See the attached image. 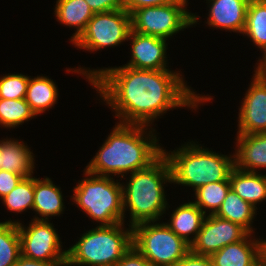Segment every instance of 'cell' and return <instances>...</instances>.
<instances>
[{
  "label": "cell",
  "instance_id": "1",
  "mask_svg": "<svg viewBox=\"0 0 266 266\" xmlns=\"http://www.w3.org/2000/svg\"><path fill=\"white\" fill-rule=\"evenodd\" d=\"M67 72L84 75L122 124L150 126L168 110L182 107L196 110L199 104L213 99L208 94L207 97L196 94L180 71L123 65L91 70L78 67Z\"/></svg>",
  "mask_w": 266,
  "mask_h": 266
},
{
  "label": "cell",
  "instance_id": "2",
  "mask_svg": "<svg viewBox=\"0 0 266 266\" xmlns=\"http://www.w3.org/2000/svg\"><path fill=\"white\" fill-rule=\"evenodd\" d=\"M148 127L117 122L84 170L99 176L121 175L122 180L125 174L150 166L163 154V147L155 128Z\"/></svg>",
  "mask_w": 266,
  "mask_h": 266
},
{
  "label": "cell",
  "instance_id": "3",
  "mask_svg": "<svg viewBox=\"0 0 266 266\" xmlns=\"http://www.w3.org/2000/svg\"><path fill=\"white\" fill-rule=\"evenodd\" d=\"M129 176V181L122 183L124 218L125 211H130L128 222L132 227L142 222L159 221L170 207L164 191L167 182L172 184L167 158L162 154L150 166Z\"/></svg>",
  "mask_w": 266,
  "mask_h": 266
},
{
  "label": "cell",
  "instance_id": "4",
  "mask_svg": "<svg viewBox=\"0 0 266 266\" xmlns=\"http://www.w3.org/2000/svg\"><path fill=\"white\" fill-rule=\"evenodd\" d=\"M209 150L193 141L171 153L163 149L170 165L172 183L192 187L195 191L211 182L229 181L235 167L234 154L227 156Z\"/></svg>",
  "mask_w": 266,
  "mask_h": 266
},
{
  "label": "cell",
  "instance_id": "5",
  "mask_svg": "<svg viewBox=\"0 0 266 266\" xmlns=\"http://www.w3.org/2000/svg\"><path fill=\"white\" fill-rule=\"evenodd\" d=\"M124 222L97 226L67 250L66 266H115L133 245V228Z\"/></svg>",
  "mask_w": 266,
  "mask_h": 266
},
{
  "label": "cell",
  "instance_id": "6",
  "mask_svg": "<svg viewBox=\"0 0 266 266\" xmlns=\"http://www.w3.org/2000/svg\"><path fill=\"white\" fill-rule=\"evenodd\" d=\"M84 174L73 189V202L99 226L124 222L122 183L115 182L111 176H99L86 170Z\"/></svg>",
  "mask_w": 266,
  "mask_h": 266
},
{
  "label": "cell",
  "instance_id": "7",
  "mask_svg": "<svg viewBox=\"0 0 266 266\" xmlns=\"http://www.w3.org/2000/svg\"><path fill=\"white\" fill-rule=\"evenodd\" d=\"M132 228L134 247L153 266H173L190 251V244L165 222H142Z\"/></svg>",
  "mask_w": 266,
  "mask_h": 266
},
{
  "label": "cell",
  "instance_id": "8",
  "mask_svg": "<svg viewBox=\"0 0 266 266\" xmlns=\"http://www.w3.org/2000/svg\"><path fill=\"white\" fill-rule=\"evenodd\" d=\"M187 2L176 1L135 10L131 14L132 31L168 40L199 22V16L188 11Z\"/></svg>",
  "mask_w": 266,
  "mask_h": 266
},
{
  "label": "cell",
  "instance_id": "9",
  "mask_svg": "<svg viewBox=\"0 0 266 266\" xmlns=\"http://www.w3.org/2000/svg\"><path fill=\"white\" fill-rule=\"evenodd\" d=\"M131 30V15L125 9L95 13L72 44L90 52L113 48L128 42Z\"/></svg>",
  "mask_w": 266,
  "mask_h": 266
},
{
  "label": "cell",
  "instance_id": "10",
  "mask_svg": "<svg viewBox=\"0 0 266 266\" xmlns=\"http://www.w3.org/2000/svg\"><path fill=\"white\" fill-rule=\"evenodd\" d=\"M29 226L17 223L21 255L44 262H67V250H62L60 235L53 223L31 219Z\"/></svg>",
  "mask_w": 266,
  "mask_h": 266
},
{
  "label": "cell",
  "instance_id": "11",
  "mask_svg": "<svg viewBox=\"0 0 266 266\" xmlns=\"http://www.w3.org/2000/svg\"><path fill=\"white\" fill-rule=\"evenodd\" d=\"M250 233L242 226L214 214L206 215L201 230L190 244V251L211 256L224 246L244 240Z\"/></svg>",
  "mask_w": 266,
  "mask_h": 266
},
{
  "label": "cell",
  "instance_id": "12",
  "mask_svg": "<svg viewBox=\"0 0 266 266\" xmlns=\"http://www.w3.org/2000/svg\"><path fill=\"white\" fill-rule=\"evenodd\" d=\"M238 113L237 135L266 132V77L253 74Z\"/></svg>",
  "mask_w": 266,
  "mask_h": 266
},
{
  "label": "cell",
  "instance_id": "13",
  "mask_svg": "<svg viewBox=\"0 0 266 266\" xmlns=\"http://www.w3.org/2000/svg\"><path fill=\"white\" fill-rule=\"evenodd\" d=\"M128 40L131 44V59L124 66L145 70H170L167 61L166 39L130 32Z\"/></svg>",
  "mask_w": 266,
  "mask_h": 266
},
{
  "label": "cell",
  "instance_id": "14",
  "mask_svg": "<svg viewBox=\"0 0 266 266\" xmlns=\"http://www.w3.org/2000/svg\"><path fill=\"white\" fill-rule=\"evenodd\" d=\"M210 3L206 24L220 30L243 33L250 0H206Z\"/></svg>",
  "mask_w": 266,
  "mask_h": 266
},
{
  "label": "cell",
  "instance_id": "15",
  "mask_svg": "<svg viewBox=\"0 0 266 266\" xmlns=\"http://www.w3.org/2000/svg\"><path fill=\"white\" fill-rule=\"evenodd\" d=\"M234 153L235 167L247 172L266 169V132L237 135ZM258 169V171H257Z\"/></svg>",
  "mask_w": 266,
  "mask_h": 266
},
{
  "label": "cell",
  "instance_id": "16",
  "mask_svg": "<svg viewBox=\"0 0 266 266\" xmlns=\"http://www.w3.org/2000/svg\"><path fill=\"white\" fill-rule=\"evenodd\" d=\"M64 202L61 188L56 186L49 177L43 179L34 177V203L32 211L39 215L34 220L49 221V217L64 212ZM41 216V217H40Z\"/></svg>",
  "mask_w": 266,
  "mask_h": 266
},
{
  "label": "cell",
  "instance_id": "17",
  "mask_svg": "<svg viewBox=\"0 0 266 266\" xmlns=\"http://www.w3.org/2000/svg\"><path fill=\"white\" fill-rule=\"evenodd\" d=\"M23 141L14 138L0 140L1 170L16 173L24 178L33 175L34 155Z\"/></svg>",
  "mask_w": 266,
  "mask_h": 266
},
{
  "label": "cell",
  "instance_id": "18",
  "mask_svg": "<svg viewBox=\"0 0 266 266\" xmlns=\"http://www.w3.org/2000/svg\"><path fill=\"white\" fill-rule=\"evenodd\" d=\"M252 235L249 234L244 240L228 244L212 254L210 257L213 266H253L260 258L259 239Z\"/></svg>",
  "mask_w": 266,
  "mask_h": 266
},
{
  "label": "cell",
  "instance_id": "19",
  "mask_svg": "<svg viewBox=\"0 0 266 266\" xmlns=\"http://www.w3.org/2000/svg\"><path fill=\"white\" fill-rule=\"evenodd\" d=\"M205 217L206 214L191 201L174 209L166 224L179 237L191 244L201 230Z\"/></svg>",
  "mask_w": 266,
  "mask_h": 266
},
{
  "label": "cell",
  "instance_id": "20",
  "mask_svg": "<svg viewBox=\"0 0 266 266\" xmlns=\"http://www.w3.org/2000/svg\"><path fill=\"white\" fill-rule=\"evenodd\" d=\"M259 173L242 171L234 167L229 177L233 191L256 209L257 203L266 200V174Z\"/></svg>",
  "mask_w": 266,
  "mask_h": 266
},
{
  "label": "cell",
  "instance_id": "21",
  "mask_svg": "<svg viewBox=\"0 0 266 266\" xmlns=\"http://www.w3.org/2000/svg\"><path fill=\"white\" fill-rule=\"evenodd\" d=\"M55 16L60 24L76 29L70 42L76 40L85 29L94 12L85 0H56Z\"/></svg>",
  "mask_w": 266,
  "mask_h": 266
},
{
  "label": "cell",
  "instance_id": "22",
  "mask_svg": "<svg viewBox=\"0 0 266 266\" xmlns=\"http://www.w3.org/2000/svg\"><path fill=\"white\" fill-rule=\"evenodd\" d=\"M58 95L56 83L48 76L40 75L34 78L30 76L25 100L36 116L54 107Z\"/></svg>",
  "mask_w": 266,
  "mask_h": 266
},
{
  "label": "cell",
  "instance_id": "23",
  "mask_svg": "<svg viewBox=\"0 0 266 266\" xmlns=\"http://www.w3.org/2000/svg\"><path fill=\"white\" fill-rule=\"evenodd\" d=\"M256 208L244 201L232 188L229 189L221 207L214 214L222 219L229 220L244 227L250 234L254 233L252 223Z\"/></svg>",
  "mask_w": 266,
  "mask_h": 266
},
{
  "label": "cell",
  "instance_id": "24",
  "mask_svg": "<svg viewBox=\"0 0 266 266\" xmlns=\"http://www.w3.org/2000/svg\"><path fill=\"white\" fill-rule=\"evenodd\" d=\"M242 34L260 50L266 45V0H250Z\"/></svg>",
  "mask_w": 266,
  "mask_h": 266
},
{
  "label": "cell",
  "instance_id": "25",
  "mask_svg": "<svg viewBox=\"0 0 266 266\" xmlns=\"http://www.w3.org/2000/svg\"><path fill=\"white\" fill-rule=\"evenodd\" d=\"M18 221L0 222V266H12L21 256Z\"/></svg>",
  "mask_w": 266,
  "mask_h": 266
},
{
  "label": "cell",
  "instance_id": "26",
  "mask_svg": "<svg viewBox=\"0 0 266 266\" xmlns=\"http://www.w3.org/2000/svg\"><path fill=\"white\" fill-rule=\"evenodd\" d=\"M230 181L211 182L200 186L195 190L194 203L207 215L215 214L223 200L225 199L229 189ZM209 213H207V211ZM211 211V212H210Z\"/></svg>",
  "mask_w": 266,
  "mask_h": 266
},
{
  "label": "cell",
  "instance_id": "27",
  "mask_svg": "<svg viewBox=\"0 0 266 266\" xmlns=\"http://www.w3.org/2000/svg\"><path fill=\"white\" fill-rule=\"evenodd\" d=\"M36 117L30 105L23 99L0 98V126L4 128H17L24 122Z\"/></svg>",
  "mask_w": 266,
  "mask_h": 266
},
{
  "label": "cell",
  "instance_id": "28",
  "mask_svg": "<svg viewBox=\"0 0 266 266\" xmlns=\"http://www.w3.org/2000/svg\"><path fill=\"white\" fill-rule=\"evenodd\" d=\"M5 207L11 212L21 213L32 210L34 203V177L23 178L17 186L2 199Z\"/></svg>",
  "mask_w": 266,
  "mask_h": 266
},
{
  "label": "cell",
  "instance_id": "29",
  "mask_svg": "<svg viewBox=\"0 0 266 266\" xmlns=\"http://www.w3.org/2000/svg\"><path fill=\"white\" fill-rule=\"evenodd\" d=\"M30 76L24 74H6L0 77L1 99H23L26 96Z\"/></svg>",
  "mask_w": 266,
  "mask_h": 266
},
{
  "label": "cell",
  "instance_id": "30",
  "mask_svg": "<svg viewBox=\"0 0 266 266\" xmlns=\"http://www.w3.org/2000/svg\"><path fill=\"white\" fill-rule=\"evenodd\" d=\"M115 266H153L135 247H132L122 256Z\"/></svg>",
  "mask_w": 266,
  "mask_h": 266
},
{
  "label": "cell",
  "instance_id": "31",
  "mask_svg": "<svg viewBox=\"0 0 266 266\" xmlns=\"http://www.w3.org/2000/svg\"><path fill=\"white\" fill-rule=\"evenodd\" d=\"M23 178L19 174L0 170V198L2 199L5 195L9 194Z\"/></svg>",
  "mask_w": 266,
  "mask_h": 266
},
{
  "label": "cell",
  "instance_id": "32",
  "mask_svg": "<svg viewBox=\"0 0 266 266\" xmlns=\"http://www.w3.org/2000/svg\"><path fill=\"white\" fill-rule=\"evenodd\" d=\"M95 13L124 9V0H85Z\"/></svg>",
  "mask_w": 266,
  "mask_h": 266
},
{
  "label": "cell",
  "instance_id": "33",
  "mask_svg": "<svg viewBox=\"0 0 266 266\" xmlns=\"http://www.w3.org/2000/svg\"><path fill=\"white\" fill-rule=\"evenodd\" d=\"M173 266H213V262L210 256L198 255L189 251Z\"/></svg>",
  "mask_w": 266,
  "mask_h": 266
},
{
  "label": "cell",
  "instance_id": "34",
  "mask_svg": "<svg viewBox=\"0 0 266 266\" xmlns=\"http://www.w3.org/2000/svg\"><path fill=\"white\" fill-rule=\"evenodd\" d=\"M176 1L188 0H124V9L131 15L135 10L142 7L159 6Z\"/></svg>",
  "mask_w": 266,
  "mask_h": 266
},
{
  "label": "cell",
  "instance_id": "35",
  "mask_svg": "<svg viewBox=\"0 0 266 266\" xmlns=\"http://www.w3.org/2000/svg\"><path fill=\"white\" fill-rule=\"evenodd\" d=\"M12 266H66V262H44L20 256Z\"/></svg>",
  "mask_w": 266,
  "mask_h": 266
},
{
  "label": "cell",
  "instance_id": "36",
  "mask_svg": "<svg viewBox=\"0 0 266 266\" xmlns=\"http://www.w3.org/2000/svg\"><path fill=\"white\" fill-rule=\"evenodd\" d=\"M262 53V58L258 59L256 69L254 74L266 77V45L260 50Z\"/></svg>",
  "mask_w": 266,
  "mask_h": 266
},
{
  "label": "cell",
  "instance_id": "37",
  "mask_svg": "<svg viewBox=\"0 0 266 266\" xmlns=\"http://www.w3.org/2000/svg\"><path fill=\"white\" fill-rule=\"evenodd\" d=\"M259 240V258L266 264V240Z\"/></svg>",
  "mask_w": 266,
  "mask_h": 266
},
{
  "label": "cell",
  "instance_id": "38",
  "mask_svg": "<svg viewBox=\"0 0 266 266\" xmlns=\"http://www.w3.org/2000/svg\"><path fill=\"white\" fill-rule=\"evenodd\" d=\"M253 266H266V264L261 259H259Z\"/></svg>",
  "mask_w": 266,
  "mask_h": 266
},
{
  "label": "cell",
  "instance_id": "39",
  "mask_svg": "<svg viewBox=\"0 0 266 266\" xmlns=\"http://www.w3.org/2000/svg\"><path fill=\"white\" fill-rule=\"evenodd\" d=\"M0 162H1V153H0ZM0 170H1V163H0Z\"/></svg>",
  "mask_w": 266,
  "mask_h": 266
}]
</instances>
